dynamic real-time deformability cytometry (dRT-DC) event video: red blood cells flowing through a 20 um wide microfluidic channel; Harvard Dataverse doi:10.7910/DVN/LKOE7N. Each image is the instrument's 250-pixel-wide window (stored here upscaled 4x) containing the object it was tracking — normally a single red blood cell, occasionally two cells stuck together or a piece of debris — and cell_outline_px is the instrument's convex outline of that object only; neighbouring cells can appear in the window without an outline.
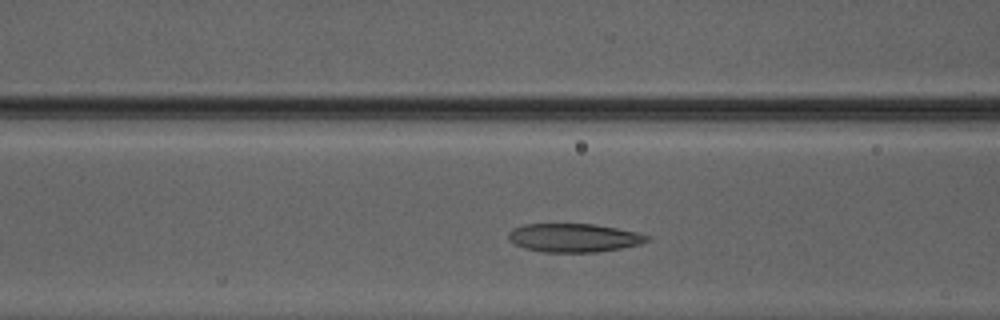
{"species": "Egyptian fruit bat (a non-hibernating species)", "species_latin": "Rousettus aegyptiacus", "temperature_condition": "warm", "stored_images_in_passage": 30, "camera_frame_rate_fps": 3000, "um_per_image_px": 0.085, "animal": {"sex": "male"}, "frame": {"image": 1, "passage_image": 10, "time_ms": 3.0, "image_size_px": [1000, 320], "cell_outline_px": [[652, 236], [648, 240], [640, 244], [620, 248], [596, 252], [544, 252], [524, 248], [508, 240], [508, 232], [512, 228], [524, 224], [596, 224], [636, 232]], "centroid_in_image_um": [48.76, 20.2], "position_along_channel_um": 117.8, "area_um2": 23.06}}
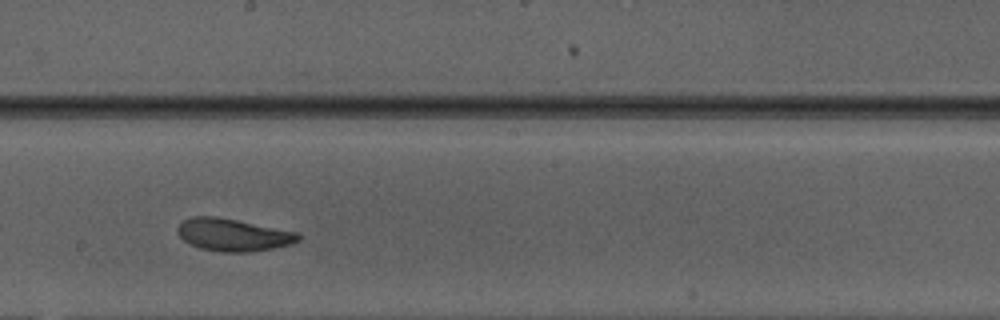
{"frame": {"image": 2, "passage_image": 18, "time_ms": 5.667, "image_size_px": [1000, 320], "cell_outline_px": [[300, 240], [292, 244], [272, 248], [248, 252], [220, 252], [200, 248], [184, 240], [180, 236], [180, 224], [184, 220], [192, 216], [216, 216], [300, 232]], "centroid_in_image_um": [19.88, 19.96], "position_along_channel_um": 228.3, "area_um2": 22.66}}
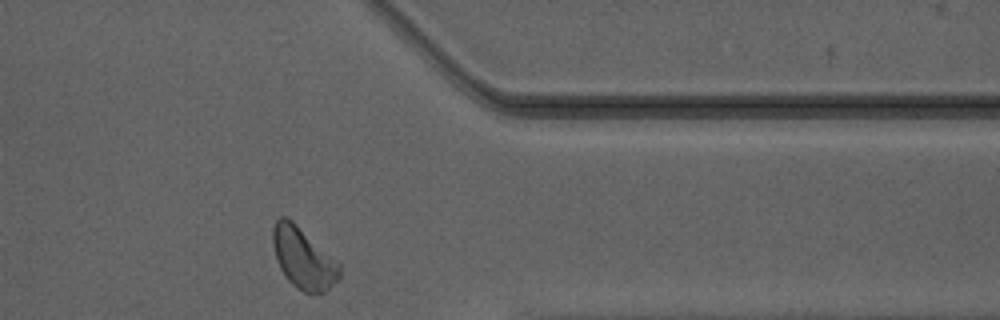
{"frame": {"image": 3, "passage_image": 30, "time_ms": 9.667, "image_size_px": [1000, 320], "cell_outline_px": [[340, 276], [324, 292], [304, 292], [296, 288], [288, 280], [280, 268], [272, 244], [272, 228], [276, 220], [280, 216], [284, 216], [292, 220], [336, 260], [340, 264]], "centroid_in_image_um": [25.75, 21.92], "position_along_channel_um": 385.6, "area_um2": 23.35}, "authors_computed_cell_mechanics": {"area_um2": 23.3512, "velocity_mm_per_s": 4.1547, "shape_relaxation_time_tau1_ms": 3.3019, "shape_relaxation_time_tau2_ms": 1.886, "deformation_change_tau1": 0.1189, "deformation_change_tau2": 0.0724}}